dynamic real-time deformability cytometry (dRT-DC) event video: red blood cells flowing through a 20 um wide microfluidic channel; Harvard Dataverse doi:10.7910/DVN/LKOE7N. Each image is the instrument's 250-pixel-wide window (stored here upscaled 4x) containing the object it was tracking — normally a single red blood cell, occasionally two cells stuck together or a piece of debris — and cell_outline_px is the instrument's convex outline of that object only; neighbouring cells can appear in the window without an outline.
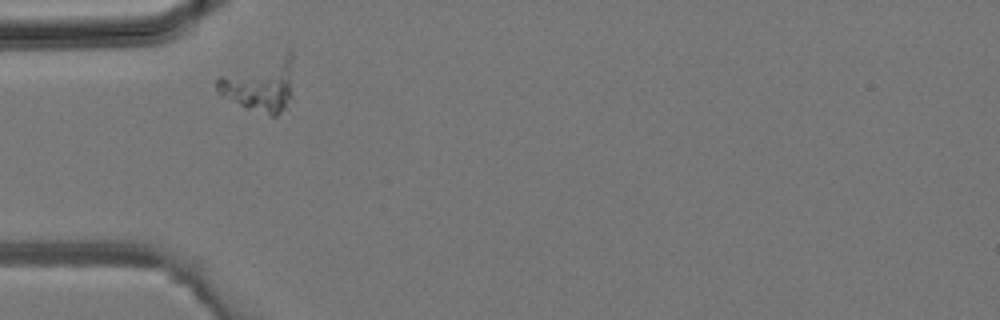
{"species": "common noctule bat (a hibernating species)", "species_latin": "Nyctalus noctula", "temperature_condition": "room temperature", "stored_images_in_passage": 1, "camera_frame_rate_fps": 3000, "um_per_image_px": 0.085, "animal": {"sex": "male", "body_mass_g": 19.2, "forearm_length_mm": 51.8}, "frame": {"image": 1, "passage_image": 1, "time_ms": 0.0, "image_size_px": [1000, 320], "cell_outline_px": [[292, 96], [288, 108], [276, 116], [268, 116], [248, 108], [220, 96], [216, 92], [216, 80], [220, 76], [284, 52], [292, 52]], "centroid_in_image_um": [22.15, 7.24], "position_along_channel_um": 62.9, "area_um2": 24.04}}